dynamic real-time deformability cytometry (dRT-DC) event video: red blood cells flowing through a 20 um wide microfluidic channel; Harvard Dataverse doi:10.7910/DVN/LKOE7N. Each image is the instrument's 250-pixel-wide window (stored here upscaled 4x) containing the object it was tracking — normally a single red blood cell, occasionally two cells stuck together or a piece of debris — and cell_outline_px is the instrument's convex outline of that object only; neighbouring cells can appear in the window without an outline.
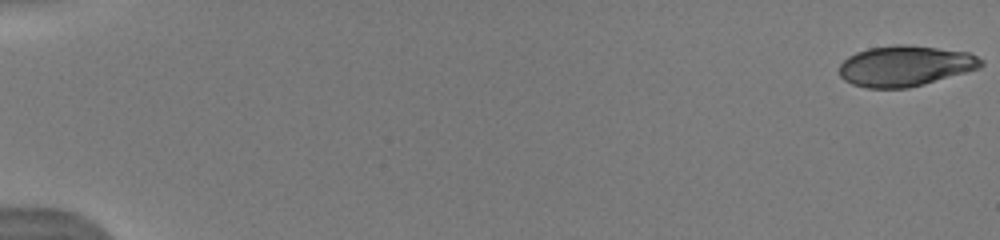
{"species": "human", "species_latin": "Homo sapiens", "temperature_condition": "warm", "stored_images_in_passage": 68, "camera_frame_rate_fps": 3000, "um_per_image_px": 0.085, "donor": {"sex": "male"}, "frame": {"image": 1, "passage_image": 1, "time_ms": 0.0, "image_size_px": [1000, 240], "cell_outline_px": [[984, 64], [980, 68], [924, 84], [908, 88], [868, 88], [852, 84], [844, 80], [840, 76], [840, 64], [848, 56], [856, 52], [868, 48], [896, 44], [908, 44], [968, 52], [984, 60]], "centroid_in_image_um": [76.94, 5.6], "position_along_channel_um": 8.1, "area_um2": 33.64}}
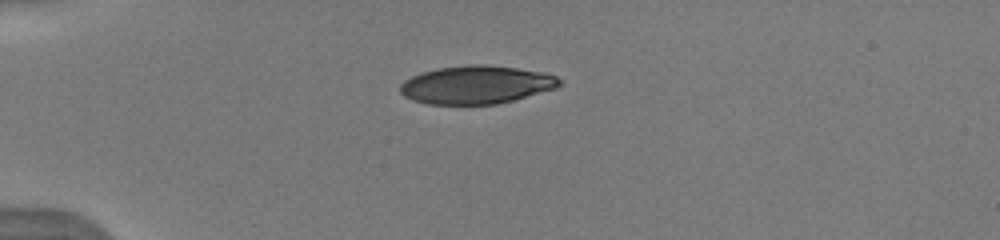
{"frame": {"image": 2, "passage_image": 20, "time_ms": 4.667, "image_size_px": [1000, 240], "cell_outline_px": [[560, 84], [556, 88], [512, 100], [496, 104], [428, 104], [412, 100], [404, 96], [400, 92], [400, 84], [404, 80], [420, 72], [436, 68], [468, 64], [484, 64], [516, 68], [544, 72], [556, 76], [560, 80]], "centroid_in_image_um": [40.44, 7.19], "position_along_channel_um": 44.6, "area_um2": 35.43}}
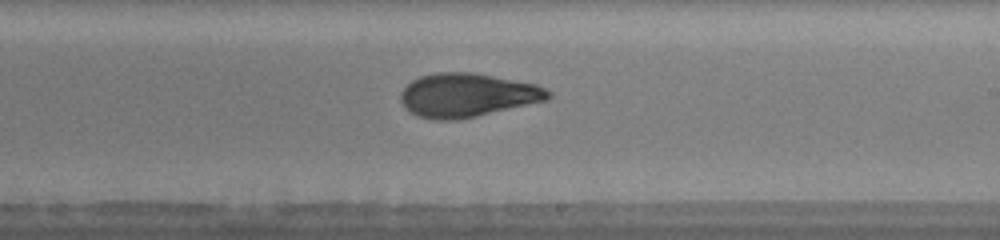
{"frame": {"image": 3, "passage_image": 50, "time_ms": 10.667, "image_size_px": [1000, 240], "cell_outline_px": [[552, 96], [548, 100], [460, 120], [432, 120], [416, 116], [408, 112], [400, 100], [400, 92], [412, 80], [420, 76], [436, 72], [472, 72], [536, 84], [552, 92]], "centroid_in_image_um": [39.7, 8.1], "position_along_channel_um": 249.3, "area_um2": 37.92}}